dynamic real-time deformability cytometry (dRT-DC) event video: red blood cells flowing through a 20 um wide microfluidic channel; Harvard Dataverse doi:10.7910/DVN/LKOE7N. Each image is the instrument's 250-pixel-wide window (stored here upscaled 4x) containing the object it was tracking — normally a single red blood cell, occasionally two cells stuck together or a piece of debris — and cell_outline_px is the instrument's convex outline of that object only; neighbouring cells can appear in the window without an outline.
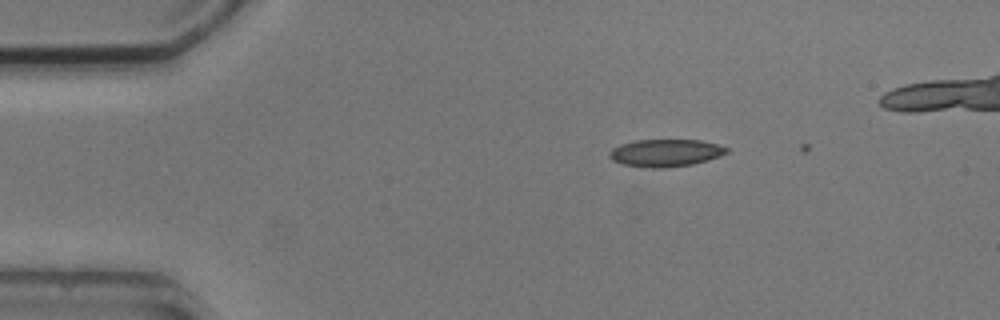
{"species": "common noctule bat (a hibernating species)", "species_latin": "Nyctalus noctula", "temperature_condition": "cold", "stored_images_in_passage": 2, "camera_frame_rate_fps": 3000, "um_per_image_px": 0.085, "animal": {"sex": "male", "body_mass_g": 20.5, "forearm_length_mm": 52.5}, "frame": {"image": 1, "passage_image": 1, "time_ms": 0.0, "image_size_px": [1000, 320], "cell_outline_px": [[728, 152], [720, 156], [708, 160], [692, 164], [668, 168], [648, 168], [624, 164], [612, 160], [608, 156], [608, 152], [612, 148], [620, 144], [636, 140], [700, 140], [716, 144], [728, 148]], "centroid_in_image_um": [56.55, 13.0], "position_along_channel_um": 28.5, "area_um2": 18.79}}